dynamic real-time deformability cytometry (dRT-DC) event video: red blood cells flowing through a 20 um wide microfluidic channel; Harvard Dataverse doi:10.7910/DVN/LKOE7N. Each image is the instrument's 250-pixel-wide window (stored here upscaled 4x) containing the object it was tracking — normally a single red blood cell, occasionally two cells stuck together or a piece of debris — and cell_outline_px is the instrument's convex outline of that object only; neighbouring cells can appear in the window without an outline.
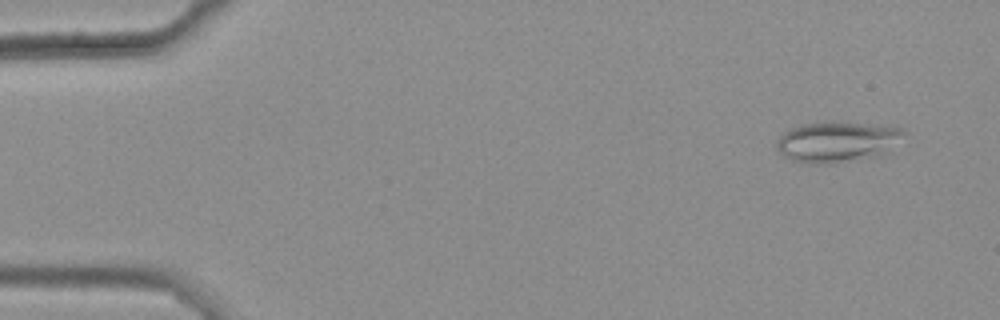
{"species": "common noctule bat (a hibernating species)", "species_latin": "Nyctalus noctula", "temperature_condition": "warm", "stored_images_in_passage": 49, "camera_frame_rate_fps": 3000, "um_per_image_px": 0.085, "animal": {"sex": "female", "body_mass_g": 25.1}, "frame": {"image": 1, "passage_image": 4, "time_ms": 1.0, "image_size_px": [1000, 320], "cell_outline_px": [[904, 132], [880, 156], [832, 164], [808, 164], [792, 160], [784, 156], [776, 148], [776, 140], [788, 128], [804, 124], [832, 120], [872, 124], [900, 128]], "centroid_in_image_um": [71.05, 12.05], "position_along_channel_um": 14.0, "area_um2": 30.17}}
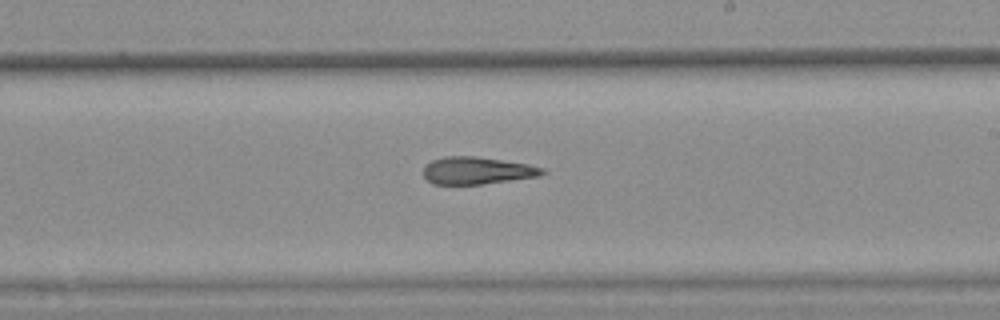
{"frame": {"image": 2, "passage_image": 33, "time_ms": 10.667, "image_size_px": [1000, 320], "cell_outline_px": [[548, 172], [540, 176], [480, 184], [432, 184], [424, 176], [424, 164], [432, 160], [444, 156], [476, 156], [528, 164], [544, 168]], "centroid_in_image_um": [40.55, 14.49], "position_along_channel_um": 248.5, "area_um2": 18.96}}
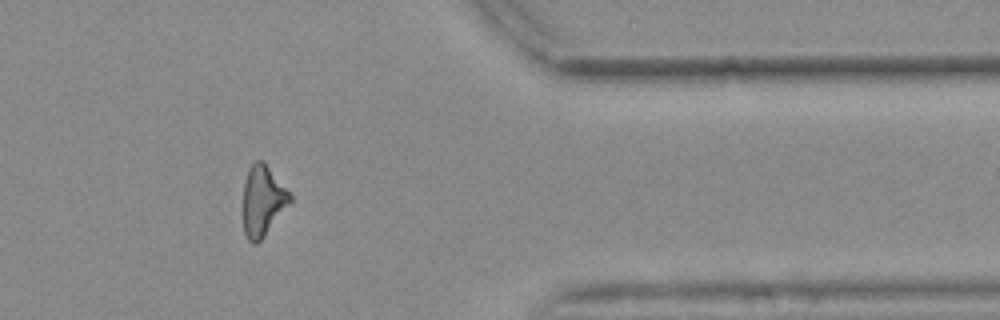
{"frame": {"image": 3, "passage_image": 46, "time_ms": 15.0, "image_size_px": [1000, 320], "cell_outline_px": [[292, 200], [264, 236], [256, 244], [252, 244], [248, 240], [244, 232], [240, 212], [244, 180], [248, 168], [256, 160], [264, 160], [292, 196]], "centroid_in_image_um": [22.26, 17.06], "position_along_channel_um": 389.1, "area_um2": 19.83}, "authors_computed_cell_mechanics": {"area_um2": 20.0566, "velocity_mm_per_s": 3.6658, "shape_relaxation_time_tau1_ms": null, "shape_relaxation_time_tau2_ms": 5.7215, "deformation_change_tau1": null, "deformation_change_tau2": 0.1909}}